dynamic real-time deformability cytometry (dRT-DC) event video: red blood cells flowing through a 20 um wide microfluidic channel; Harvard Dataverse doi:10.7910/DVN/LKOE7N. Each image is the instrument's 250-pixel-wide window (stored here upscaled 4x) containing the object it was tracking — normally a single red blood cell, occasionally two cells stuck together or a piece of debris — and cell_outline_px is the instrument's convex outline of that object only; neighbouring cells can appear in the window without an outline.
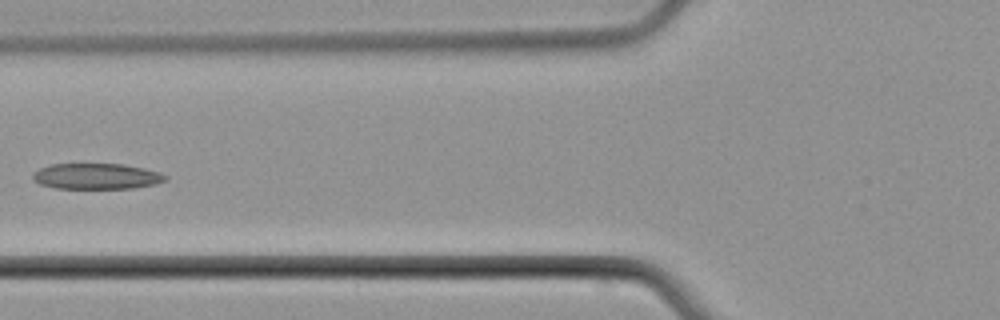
{"species": "common noctule bat (a hibernating species)", "species_latin": "Nyctalus noctula", "temperature_condition": "cold", "stored_images_in_passage": 6, "camera_frame_rate_fps": 3000, "um_per_image_px": 0.085, "animal": {"sex": "male", "body_mass_g": 21.5, "forearm_length_mm": 52.0}, "frame": {"image": 1, "passage_image": 5, "time_ms": 6.0, "image_size_px": [1000, 320], "cell_outline_px": [[168, 180], [156, 184], [132, 188], [56, 188], [40, 184], [32, 180], [32, 176], [40, 168], [52, 164], [124, 164], [144, 168], [160, 172], [168, 176]], "centroid_in_image_um": [8.25, 14.98], "position_along_channel_um": 117.6, "area_um2": 19.94}}
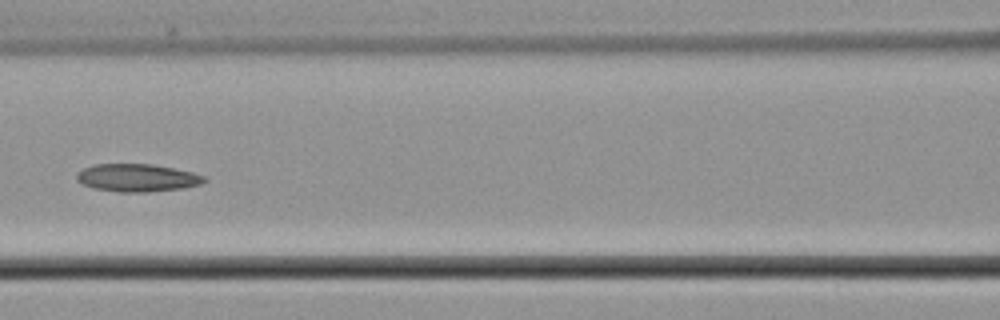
{"frame": {"image": 2, "passage_image": 6, "time_ms": 7.0, "image_size_px": [1000, 320], "cell_outline_px": [[208, 180], [200, 184], [180, 188], [148, 192], [120, 192], [92, 188], [76, 180], [76, 172], [92, 164], [152, 164], [192, 172], [204, 176]], "centroid_in_image_um": [11.62, 15.11], "position_along_channel_um": 155.0, "area_um2": 20.58}}